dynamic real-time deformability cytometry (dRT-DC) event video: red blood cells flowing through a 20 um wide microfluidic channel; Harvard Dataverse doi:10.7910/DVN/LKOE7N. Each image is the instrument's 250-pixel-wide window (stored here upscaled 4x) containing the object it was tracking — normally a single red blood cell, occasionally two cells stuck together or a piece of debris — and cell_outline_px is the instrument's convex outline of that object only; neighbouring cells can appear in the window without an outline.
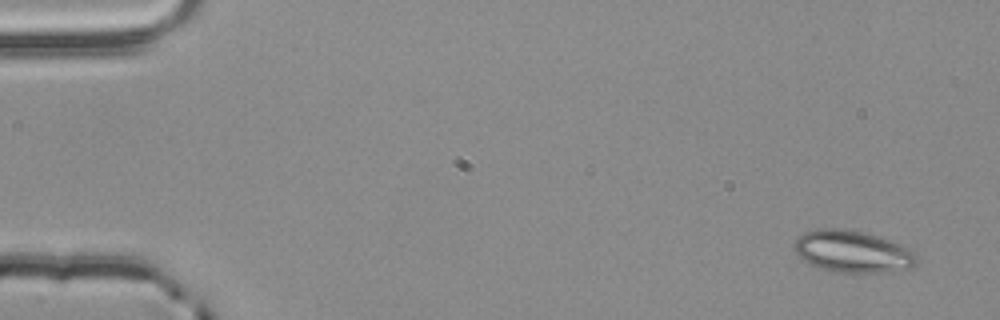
{"species": "common noctule bat (a hibernating species)", "species_latin": "Nyctalus noctula", "temperature_condition": "room temperature", "stored_images_in_passage": 6, "camera_frame_rate_fps": 3000, "um_per_image_px": 0.085, "animal": {"sex": "male", "body_mass_g": 20.4}, "frame": {"image": 1, "passage_image": 1, "time_ms": 0.0, "image_size_px": [1000, 320], "cell_outline_px": [[916, 264], [912, 268], [884, 272], [836, 272], [820, 268], [804, 260], [792, 248], [792, 244], [804, 232], [816, 228], [840, 228], [860, 232], [876, 236], [900, 244], [916, 252]], "centroid_in_image_um": [72.46, 21.38], "position_along_channel_um": 12.5, "area_um2": 29.71}}